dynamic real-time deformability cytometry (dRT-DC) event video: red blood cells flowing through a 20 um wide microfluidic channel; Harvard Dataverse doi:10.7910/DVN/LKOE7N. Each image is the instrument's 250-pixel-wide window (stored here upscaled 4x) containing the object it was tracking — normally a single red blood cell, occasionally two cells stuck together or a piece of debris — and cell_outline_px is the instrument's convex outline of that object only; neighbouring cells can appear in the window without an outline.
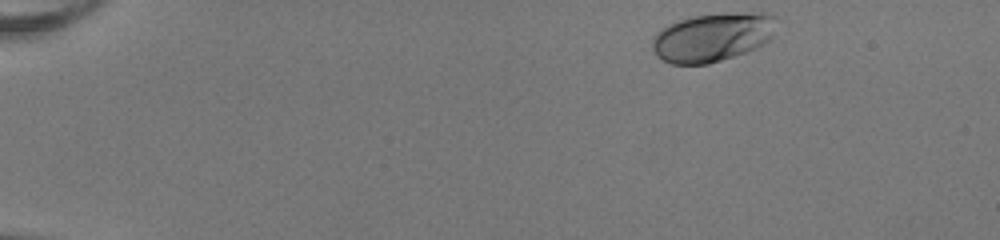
{"species": "human", "species_latin": "Homo sapiens", "temperature_condition": "room temperature", "stored_images_in_passage": 46, "camera_frame_rate_fps": 3000, "um_per_image_px": 0.085, "donor": {"sex": "female"}, "frame": {"image": 1, "passage_image": 1, "time_ms": 0.0, "image_size_px": [1000, 240], "cell_outline_px": [[780, 20], [772, 40], [756, 48], [708, 64], [672, 64], [656, 56], [652, 48], [652, 40], [656, 32], [660, 28], [680, 20], [696, 16], [736, 12], [768, 12], [776, 16]], "centroid_in_image_um": [60.65, 3.14], "position_along_channel_um": 24.4, "area_um2": 35.72}}
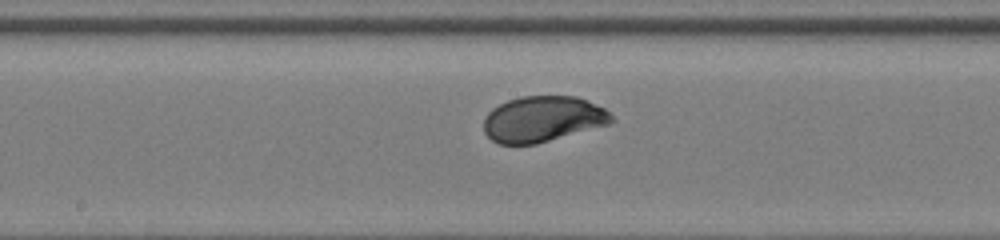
{"frame": {"image": 2, "passage_image": 23, "time_ms": 7.333, "image_size_px": [1000, 240], "cell_outline_px": [[616, 120], [608, 124], [536, 144], [500, 144], [492, 140], [484, 132], [484, 116], [492, 108], [508, 100], [520, 96], [576, 96], [604, 108]], "centroid_in_image_um": [46.1, 10.11], "position_along_channel_um": 202.1, "area_um2": 33.93}}
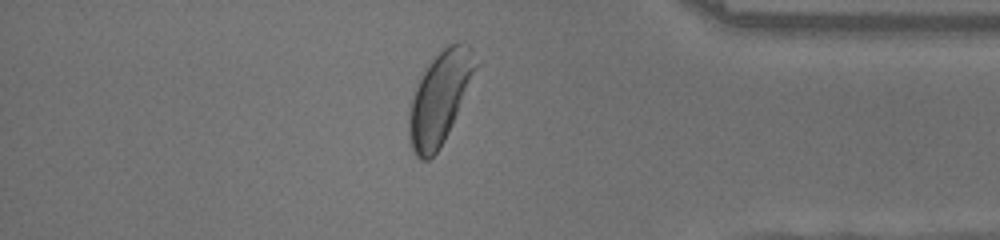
{"frame": {"image": 3, "passage_image": 39, "time_ms": 12.667, "image_size_px": [1000, 240], "cell_outline_px": [[480, 64], [448, 132], [440, 148], [428, 160], [420, 160], [412, 152], [408, 140], [408, 112], [416, 88], [424, 72], [432, 60], [448, 44], [456, 40], [460, 40], [468, 44], [472, 48]], "centroid_in_image_um": [37.4, 8.3], "position_along_channel_um": 397.8, "area_um2": 35.78}, "authors_computed_cell_mechanics": {"area_um2": 34.1598, "velocity_mm_per_s": 4.0025, "shape_relaxation_time_tau1_ms": 2.3401, "shape_relaxation_time_tau2_ms": null, "deformation_change_tau1": 0.12, "deformation_change_tau2": null}}